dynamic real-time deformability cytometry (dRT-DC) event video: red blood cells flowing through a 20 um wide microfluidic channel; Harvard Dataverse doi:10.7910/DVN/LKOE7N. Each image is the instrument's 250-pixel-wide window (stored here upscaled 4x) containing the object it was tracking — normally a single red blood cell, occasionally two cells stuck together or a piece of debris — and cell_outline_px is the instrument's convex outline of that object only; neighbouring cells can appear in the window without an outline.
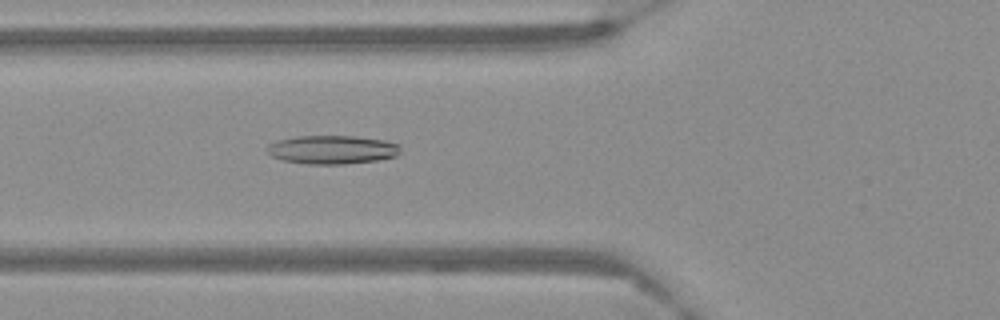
{"species": "Egyptian fruit bat (a non-hibernating species)", "species_latin": "Rousettus aegyptiacus", "temperature_condition": "warm", "stored_images_in_passage": 43, "camera_frame_rate_fps": 3000, "um_per_image_px": 0.085, "frame": {"image": 1, "passage_image": 6, "time_ms": 1.667, "image_size_px": [1000, 320], "cell_outline_px": [[400, 152], [396, 156], [376, 160], [344, 164], [304, 164], [280, 160], [272, 156], [268, 152], [268, 144], [276, 140], [296, 136], [356, 136], [384, 140], [400, 144]], "centroid_in_image_um": [28.22, 12.72], "position_along_channel_um": 97.6, "area_um2": 22.37}}
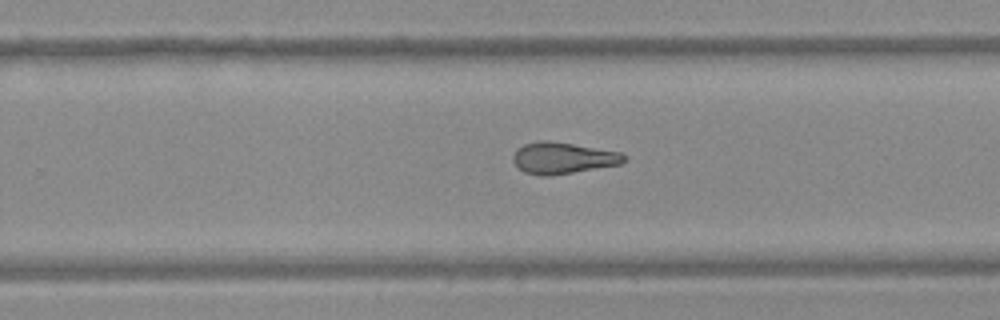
{"frame": {"image": 2, "passage_image": 22, "time_ms": 7.0, "image_size_px": [1000, 320], "cell_outline_px": [[628, 160], [620, 164], [552, 176], [540, 176], [524, 172], [512, 160], [512, 156], [516, 148], [524, 144], [540, 140], [548, 140], [620, 152], [628, 156]], "centroid_in_image_um": [47.84, 13.43], "position_along_channel_um": 282.0, "area_um2": 20.46}}
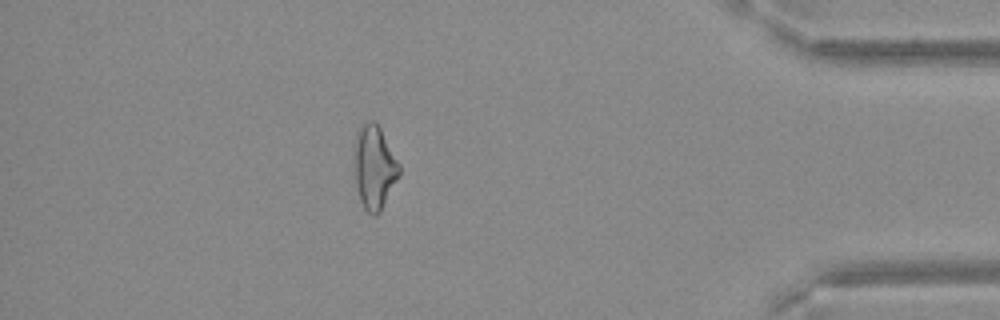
{"frame": {"image": 3, "passage_image": 36, "time_ms": 11.667, "image_size_px": [1000, 320], "cell_outline_px": [[400, 176], [380, 212], [376, 216], [372, 216], [364, 208], [360, 200], [356, 184], [352, 148], [356, 132], [360, 124], [364, 120], [376, 120], [400, 164]], "centroid_in_image_um": [31.79, 14.16], "position_along_channel_um": 403.4, "area_um2": 22.66}}